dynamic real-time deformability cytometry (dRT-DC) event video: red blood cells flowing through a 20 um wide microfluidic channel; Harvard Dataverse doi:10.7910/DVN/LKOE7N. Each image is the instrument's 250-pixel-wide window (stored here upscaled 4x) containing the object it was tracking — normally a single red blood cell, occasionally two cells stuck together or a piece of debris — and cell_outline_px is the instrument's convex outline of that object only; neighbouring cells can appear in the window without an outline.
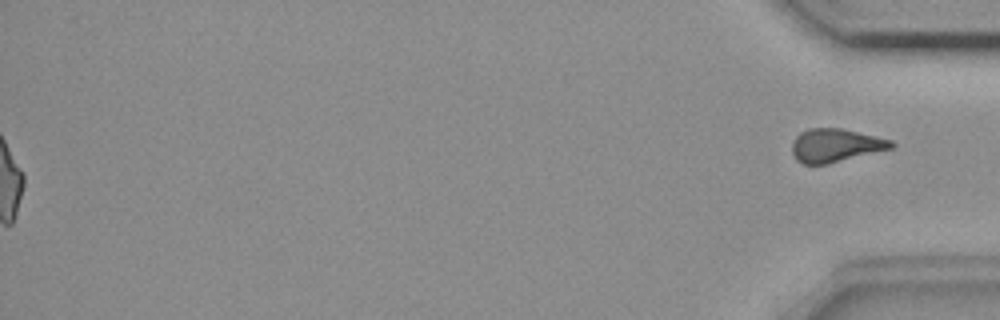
{"species": "common noctule bat (a hibernating species)", "species_latin": "Nyctalus noctula", "temperature_condition": "room temperature", "stored_images_in_passage": 55, "segment_of_instrument_passage": [2, 2], "camera_frame_rate_fps": 3000, "um_per_image_px": 0.085, "animal": {"sex": "female", "body_mass_g": 18.4}, "frame": {"image": 1, "passage_image": 55, "time_ms": 18.0, "image_size_px": [1000, 320], "cell_outline_px": [[896, 144], [892, 148], [828, 164], [804, 164], [796, 160], [792, 152], [792, 144], [796, 136], [800, 132], [808, 128], [840, 128], [876, 136], [892, 140]], "centroid_in_image_um": [71.01, 12.35], "position_along_channel_um": 364.2, "area_um2": 19.25}}